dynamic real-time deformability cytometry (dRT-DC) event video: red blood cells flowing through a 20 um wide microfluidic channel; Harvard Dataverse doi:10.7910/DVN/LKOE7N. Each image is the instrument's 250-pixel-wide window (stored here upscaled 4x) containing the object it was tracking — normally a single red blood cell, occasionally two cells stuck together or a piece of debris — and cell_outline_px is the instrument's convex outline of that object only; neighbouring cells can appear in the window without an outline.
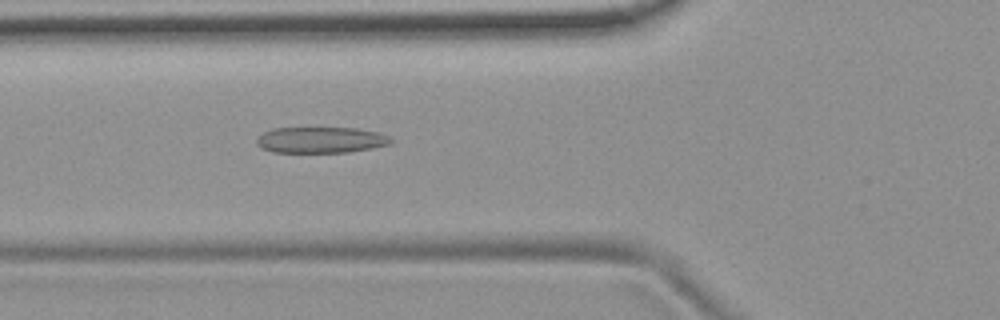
{"species": "common noctule bat (a hibernating species)", "species_latin": "Nyctalus noctula", "temperature_condition": "room temperature", "stored_images_in_passage": 31, "camera_frame_rate_fps": 3000, "um_per_image_px": 0.085, "animal": {"sex": "female", "body_mass_g": 19.9}, "frame": {"image": 1, "passage_image": 14, "time_ms": 4.333, "image_size_px": [1000, 320], "cell_outline_px": [[392, 144], [372, 148], [348, 152], [272, 152], [260, 148], [256, 144], [256, 140], [264, 132], [272, 128], [356, 128], [376, 132], [388, 136], [392, 140]], "centroid_in_image_um": [27.25, 11.9], "position_along_channel_um": 98.6, "area_um2": 20.35}}
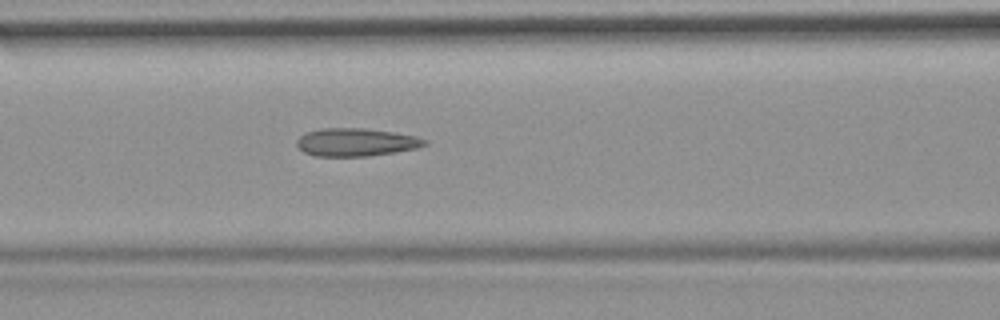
{"frame": {"image": 2, "passage_image": 17, "time_ms": 5.333, "image_size_px": [1000, 320], "cell_outline_px": [[428, 144], [416, 148], [396, 152], [368, 156], [316, 156], [304, 152], [296, 144], [296, 140], [304, 132], [320, 128], [364, 128], [392, 132], [416, 136], [428, 140]], "centroid_in_image_um": [30.25, 12.08], "position_along_channel_um": 136.3, "area_um2": 20.92}}
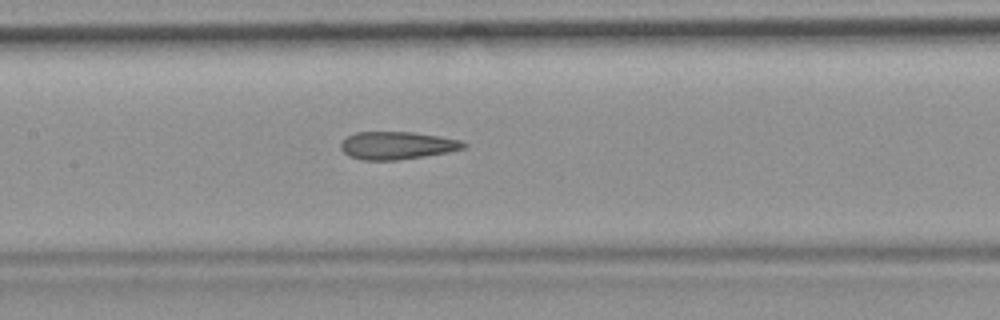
{"frame": {"image": 3, "passage_image": 20, "time_ms": 6.333, "image_size_px": [1000, 320], "cell_outline_px": [[468, 144], [464, 148], [448, 152], [424, 156], [396, 160], [360, 160], [348, 156], [340, 148], [340, 144], [348, 136], [356, 132], [412, 132], [440, 136], [460, 140]], "centroid_in_image_um": [33.74, 12.36], "position_along_channel_um": 173.7, "area_um2": 19.83}}